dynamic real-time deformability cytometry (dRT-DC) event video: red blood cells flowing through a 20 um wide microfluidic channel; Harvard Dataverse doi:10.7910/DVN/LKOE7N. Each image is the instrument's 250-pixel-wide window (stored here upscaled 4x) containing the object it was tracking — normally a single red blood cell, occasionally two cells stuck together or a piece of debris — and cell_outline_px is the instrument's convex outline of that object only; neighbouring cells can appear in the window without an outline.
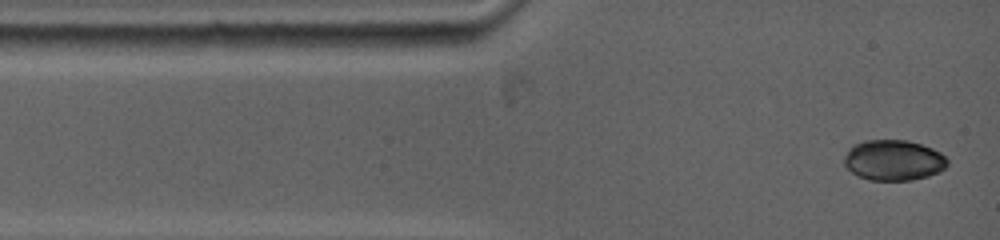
{"species": "common noctule bat (a hibernating species)", "species_latin": "Nyctalus noctula", "temperature_condition": "warm", "stored_images_in_passage": 45, "camera_frame_rate_fps": 5000, "um_per_image_px": 0.085, "animal": {"sex": "female", "body_mass_g": 19.0, "forearm_length_mm": 53.3}, "frame": {"image": 1, "passage_image": 1, "time_ms": 0.0, "image_size_px": [1000, 240], "cell_outline_px": [[948, 164], [940, 172], [928, 176], [912, 180], [868, 180], [852, 172], [844, 164], [844, 156], [848, 148], [852, 144], [864, 140], [908, 140], [932, 148], [940, 152], [948, 160]], "centroid_in_image_um": [75.94, 13.61], "position_along_channel_um": 9.1, "area_um2": 24.57}}
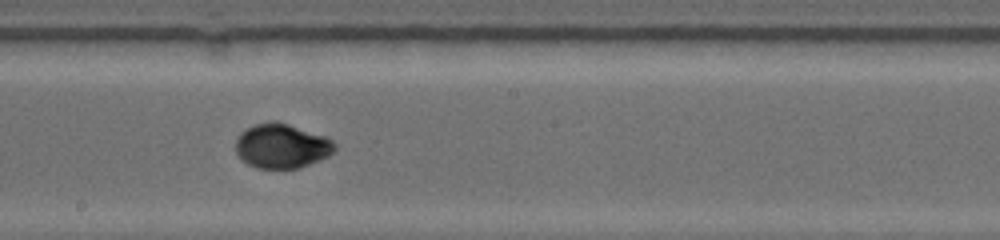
{"frame": {"image": 2, "passage_image": 26, "time_ms": 6.6, "image_size_px": [1000, 240], "cell_outline_px": [[336, 148], [328, 156], [300, 168], [256, 168], [240, 160], [236, 152], [236, 140], [240, 132], [256, 124], [268, 120], [276, 120], [324, 136], [332, 140], [336, 144]], "centroid_in_image_um": [23.92, 12.41], "position_along_channel_um": 224.3, "area_um2": 25.72}}
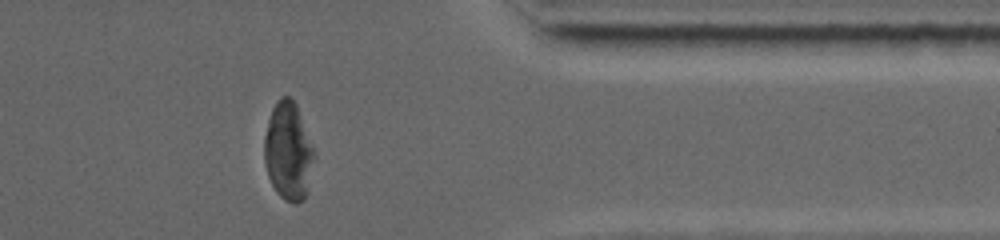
{"frame": {"image": 3, "passage_image": 45, "time_ms": 11.2, "image_size_px": [1000, 240], "cell_outline_px": [[316, 156], [308, 192], [304, 200], [296, 204], [284, 200], [276, 192], [268, 176], [264, 160], [264, 136], [268, 120], [272, 108], [276, 100], [280, 96], [292, 96], [296, 104], [316, 152]], "centroid_in_image_um": [24.53, 12.86], "position_along_channel_um": 386.9, "area_um2": 29.19}, "authors_computed_cell_mechanics": {"area_um2": 25.721, "velocity_mm_per_s": 3.86, "shape_relaxation_time_tau1_ms": 5.227, "shape_relaxation_time_tau2_ms": null, "deformation_change_tau1": 0.1859, "deformation_change_tau2": null}}